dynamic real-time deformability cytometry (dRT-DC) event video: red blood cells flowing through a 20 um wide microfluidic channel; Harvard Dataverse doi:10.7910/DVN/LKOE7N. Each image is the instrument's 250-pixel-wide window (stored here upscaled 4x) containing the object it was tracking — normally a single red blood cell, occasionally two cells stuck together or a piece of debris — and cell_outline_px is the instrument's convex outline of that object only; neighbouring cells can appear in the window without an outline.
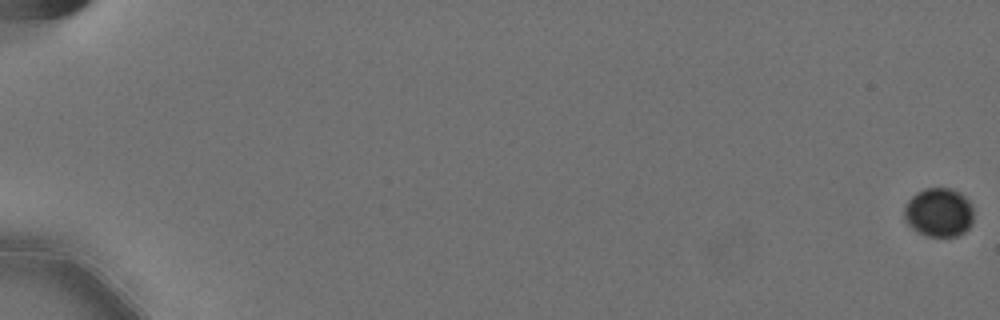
{"species": "Egyptian fruit bat (a non-hibernating species)", "species_latin": "Rousettus aegyptiacus", "temperature_condition": "cold", "stored_images_in_passage": 25, "camera_frame_rate_fps": 3000, "um_per_image_px": 0.085, "animal": {"sex": "female"}, "frame": {"image": 1, "passage_image": 1, "time_ms": 0.0, "image_size_px": [1000, 320], "cell_outline_px": [[972, 224], [964, 232], [956, 236], [924, 236], [916, 232], [904, 220], [904, 208], [908, 200], [916, 192], [924, 188], [948, 188], [960, 192], [968, 200], [972, 208]], "centroid_in_image_um": [79.77, 18.06], "position_along_channel_um": 5.2, "area_um2": 19.88}}